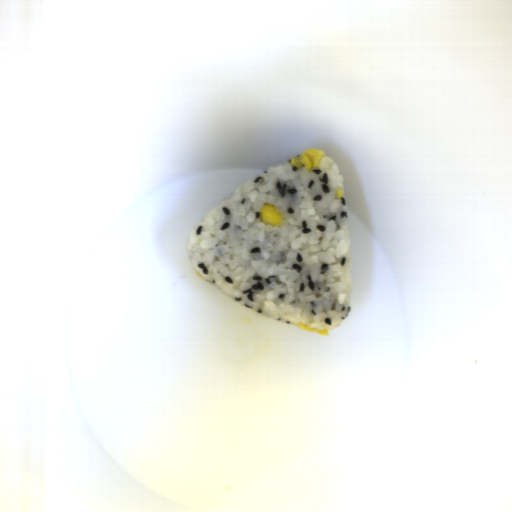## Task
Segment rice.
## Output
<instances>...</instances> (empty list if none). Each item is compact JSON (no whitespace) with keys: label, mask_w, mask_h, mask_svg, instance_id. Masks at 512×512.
<instances>
[{"label":"rice","mask_w":512,"mask_h":512,"mask_svg":"<svg viewBox=\"0 0 512 512\" xmlns=\"http://www.w3.org/2000/svg\"><path fill=\"white\" fill-rule=\"evenodd\" d=\"M291 159L224 197L192 229L186 254L197 274L235 303L328 331L346 320L353 302L344 179L328 155L310 170ZM267 204L281 213V225L261 221Z\"/></svg>","instance_id":"652b925c"}]
</instances>
